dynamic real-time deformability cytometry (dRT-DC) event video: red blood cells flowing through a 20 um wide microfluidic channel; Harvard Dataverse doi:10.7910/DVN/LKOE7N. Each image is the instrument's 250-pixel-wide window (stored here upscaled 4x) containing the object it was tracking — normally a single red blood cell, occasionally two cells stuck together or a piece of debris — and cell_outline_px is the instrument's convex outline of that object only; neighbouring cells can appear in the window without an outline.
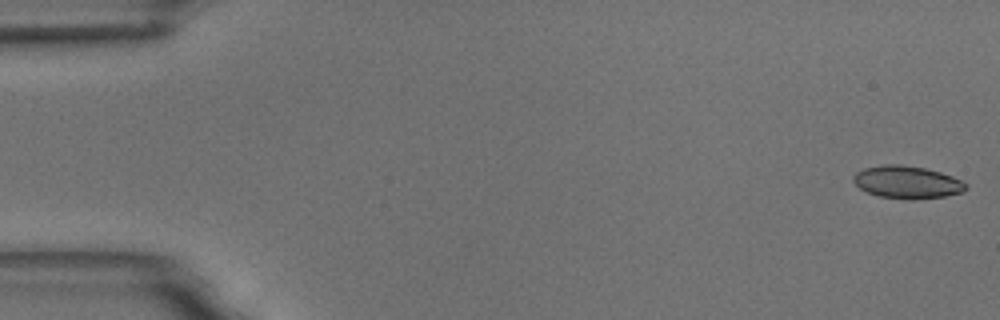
{"species": "common noctule bat (a hibernating species)", "species_latin": "Nyctalus noctula", "temperature_condition": "room temperature", "stored_images_in_passage": 58, "camera_frame_rate_fps": 3000, "um_per_image_px": 0.085, "animal": {"sex": "male", "body_mass_g": 18.8}, "frame": {"image": 1, "passage_image": 1, "time_ms": 0.0, "image_size_px": [1000, 320], "cell_outline_px": [[968, 188], [964, 192], [944, 196], [908, 200], [880, 196], [868, 192], [860, 188], [852, 180], [852, 176], [856, 172], [864, 168], [884, 164], [900, 164], [924, 168], [940, 172], [952, 176], [968, 184]], "centroid_in_image_um": [77.11, 15.48], "position_along_channel_um": 7.9, "area_um2": 21.39}}
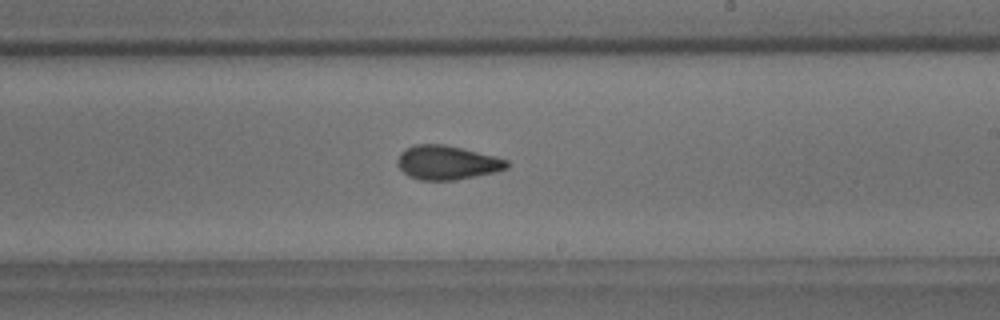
{"frame": {"image": 2, "passage_image": 34, "time_ms": 11.0, "image_size_px": [1000, 320], "cell_outline_px": [[508, 168], [496, 172], [452, 180], [420, 180], [408, 176], [396, 164], [396, 160], [400, 152], [404, 148], [416, 144], [444, 144], [508, 160]], "centroid_in_image_um": [37.94, 13.82], "position_along_channel_um": 251.1, "area_um2": 21.56}}
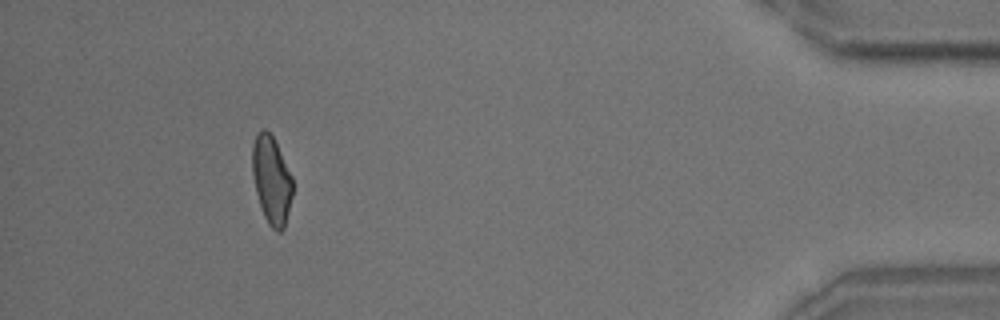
{"frame": {"image": 3, "passage_image": 53, "time_ms": 17.333, "image_size_px": [1000, 320], "cell_outline_px": [[292, 196], [284, 228], [280, 232], [276, 232], [268, 224], [264, 216], [256, 192], [252, 172], [252, 144], [256, 136], [264, 128], [272, 136], [292, 176]], "centroid_in_image_um": [23.07, 15.33], "position_along_channel_um": 412.1, "area_um2": 20.35}, "authors_computed_cell_mechanics": {"area_um2": 21.386, "velocity_mm_per_s": 3.4923, "shape_relaxation_time_tau1_ms": 5.6736, "shape_relaxation_time_tau2_ms": 1.9052, "deformation_change_tau1": 0.1441, "deformation_change_tau2": 0.085}}